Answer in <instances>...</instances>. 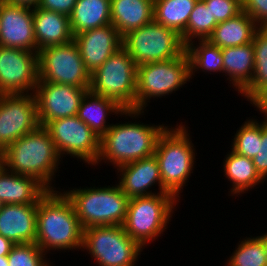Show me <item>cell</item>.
Returning <instances> with one entry per match:
<instances>
[{
  "instance_id": "obj_20",
  "label": "cell",
  "mask_w": 267,
  "mask_h": 266,
  "mask_svg": "<svg viewBox=\"0 0 267 266\" xmlns=\"http://www.w3.org/2000/svg\"><path fill=\"white\" fill-rule=\"evenodd\" d=\"M38 204H3L0 235L14 244L35 243Z\"/></svg>"
},
{
  "instance_id": "obj_40",
  "label": "cell",
  "mask_w": 267,
  "mask_h": 266,
  "mask_svg": "<svg viewBox=\"0 0 267 266\" xmlns=\"http://www.w3.org/2000/svg\"><path fill=\"white\" fill-rule=\"evenodd\" d=\"M14 245L11 240L0 235V256H7Z\"/></svg>"
},
{
  "instance_id": "obj_2",
  "label": "cell",
  "mask_w": 267,
  "mask_h": 266,
  "mask_svg": "<svg viewBox=\"0 0 267 266\" xmlns=\"http://www.w3.org/2000/svg\"><path fill=\"white\" fill-rule=\"evenodd\" d=\"M60 156L49 131L44 126L20 137L3 151V166L20 175L36 178L48 190L60 167Z\"/></svg>"
},
{
  "instance_id": "obj_25",
  "label": "cell",
  "mask_w": 267,
  "mask_h": 266,
  "mask_svg": "<svg viewBox=\"0 0 267 266\" xmlns=\"http://www.w3.org/2000/svg\"><path fill=\"white\" fill-rule=\"evenodd\" d=\"M258 29L256 22L242 11L237 16L218 23L207 40L221 49L242 46L253 42Z\"/></svg>"
},
{
  "instance_id": "obj_14",
  "label": "cell",
  "mask_w": 267,
  "mask_h": 266,
  "mask_svg": "<svg viewBox=\"0 0 267 266\" xmlns=\"http://www.w3.org/2000/svg\"><path fill=\"white\" fill-rule=\"evenodd\" d=\"M38 126L34 93L0 95V150Z\"/></svg>"
},
{
  "instance_id": "obj_15",
  "label": "cell",
  "mask_w": 267,
  "mask_h": 266,
  "mask_svg": "<svg viewBox=\"0 0 267 266\" xmlns=\"http://www.w3.org/2000/svg\"><path fill=\"white\" fill-rule=\"evenodd\" d=\"M88 90L66 84L38 82L34 95L39 125L45 126L56 119L76 116Z\"/></svg>"
},
{
  "instance_id": "obj_27",
  "label": "cell",
  "mask_w": 267,
  "mask_h": 266,
  "mask_svg": "<svg viewBox=\"0 0 267 266\" xmlns=\"http://www.w3.org/2000/svg\"><path fill=\"white\" fill-rule=\"evenodd\" d=\"M224 176L232 183L229 194L238 196L248 191L264 180L256 172L253 159L238 155L232 150L227 153L223 161ZM238 194V195H237Z\"/></svg>"
},
{
  "instance_id": "obj_45",
  "label": "cell",
  "mask_w": 267,
  "mask_h": 266,
  "mask_svg": "<svg viewBox=\"0 0 267 266\" xmlns=\"http://www.w3.org/2000/svg\"><path fill=\"white\" fill-rule=\"evenodd\" d=\"M2 206H3V203L0 201V210H1Z\"/></svg>"
},
{
  "instance_id": "obj_34",
  "label": "cell",
  "mask_w": 267,
  "mask_h": 266,
  "mask_svg": "<svg viewBox=\"0 0 267 266\" xmlns=\"http://www.w3.org/2000/svg\"><path fill=\"white\" fill-rule=\"evenodd\" d=\"M46 257L36 243L15 244L7 255L8 266H53Z\"/></svg>"
},
{
  "instance_id": "obj_30",
  "label": "cell",
  "mask_w": 267,
  "mask_h": 266,
  "mask_svg": "<svg viewBox=\"0 0 267 266\" xmlns=\"http://www.w3.org/2000/svg\"><path fill=\"white\" fill-rule=\"evenodd\" d=\"M254 73L251 82L239 93L251 101L267 86V28H259L253 37Z\"/></svg>"
},
{
  "instance_id": "obj_24",
  "label": "cell",
  "mask_w": 267,
  "mask_h": 266,
  "mask_svg": "<svg viewBox=\"0 0 267 266\" xmlns=\"http://www.w3.org/2000/svg\"><path fill=\"white\" fill-rule=\"evenodd\" d=\"M223 73L229 80L230 87L240 93L250 82L254 73V46L250 42L242 46L221 49Z\"/></svg>"
},
{
  "instance_id": "obj_38",
  "label": "cell",
  "mask_w": 267,
  "mask_h": 266,
  "mask_svg": "<svg viewBox=\"0 0 267 266\" xmlns=\"http://www.w3.org/2000/svg\"><path fill=\"white\" fill-rule=\"evenodd\" d=\"M77 0H40L38 8L70 16Z\"/></svg>"
},
{
  "instance_id": "obj_28",
  "label": "cell",
  "mask_w": 267,
  "mask_h": 266,
  "mask_svg": "<svg viewBox=\"0 0 267 266\" xmlns=\"http://www.w3.org/2000/svg\"><path fill=\"white\" fill-rule=\"evenodd\" d=\"M198 0H154V21L181 36Z\"/></svg>"
},
{
  "instance_id": "obj_33",
  "label": "cell",
  "mask_w": 267,
  "mask_h": 266,
  "mask_svg": "<svg viewBox=\"0 0 267 266\" xmlns=\"http://www.w3.org/2000/svg\"><path fill=\"white\" fill-rule=\"evenodd\" d=\"M232 140L230 150L238 155L253 159L258 154L259 142H261V121L246 119Z\"/></svg>"
},
{
  "instance_id": "obj_41",
  "label": "cell",
  "mask_w": 267,
  "mask_h": 266,
  "mask_svg": "<svg viewBox=\"0 0 267 266\" xmlns=\"http://www.w3.org/2000/svg\"><path fill=\"white\" fill-rule=\"evenodd\" d=\"M4 1L10 4L26 6L30 8H37L40 2V0H4Z\"/></svg>"
},
{
  "instance_id": "obj_13",
  "label": "cell",
  "mask_w": 267,
  "mask_h": 266,
  "mask_svg": "<svg viewBox=\"0 0 267 266\" xmlns=\"http://www.w3.org/2000/svg\"><path fill=\"white\" fill-rule=\"evenodd\" d=\"M38 81L37 52L0 46V95L34 93Z\"/></svg>"
},
{
  "instance_id": "obj_1",
  "label": "cell",
  "mask_w": 267,
  "mask_h": 266,
  "mask_svg": "<svg viewBox=\"0 0 267 266\" xmlns=\"http://www.w3.org/2000/svg\"><path fill=\"white\" fill-rule=\"evenodd\" d=\"M83 228L71 201L60 190H49L38 202L35 243L51 251L82 249Z\"/></svg>"
},
{
  "instance_id": "obj_29",
  "label": "cell",
  "mask_w": 267,
  "mask_h": 266,
  "mask_svg": "<svg viewBox=\"0 0 267 266\" xmlns=\"http://www.w3.org/2000/svg\"><path fill=\"white\" fill-rule=\"evenodd\" d=\"M186 53L190 61V79L193 75L195 76V71L198 70H200L199 72L202 70L204 73H210V75L211 72L223 73L221 48L211 44L208 40L191 42L186 46Z\"/></svg>"
},
{
  "instance_id": "obj_12",
  "label": "cell",
  "mask_w": 267,
  "mask_h": 266,
  "mask_svg": "<svg viewBox=\"0 0 267 266\" xmlns=\"http://www.w3.org/2000/svg\"><path fill=\"white\" fill-rule=\"evenodd\" d=\"M44 127L49 131L61 160L64 155H69L91 166L96 164L101 138L77 115L50 121Z\"/></svg>"
},
{
  "instance_id": "obj_3",
  "label": "cell",
  "mask_w": 267,
  "mask_h": 266,
  "mask_svg": "<svg viewBox=\"0 0 267 266\" xmlns=\"http://www.w3.org/2000/svg\"><path fill=\"white\" fill-rule=\"evenodd\" d=\"M139 122L112 123L100 139V154L94 166L104 162L117 168L153 156L157 140L168 125Z\"/></svg>"
},
{
  "instance_id": "obj_17",
  "label": "cell",
  "mask_w": 267,
  "mask_h": 266,
  "mask_svg": "<svg viewBox=\"0 0 267 266\" xmlns=\"http://www.w3.org/2000/svg\"><path fill=\"white\" fill-rule=\"evenodd\" d=\"M116 173L119 180L118 185L129 199L167 193L163 189L159 163L155 155L123 164L117 167ZM157 184L159 191L153 193L151 188Z\"/></svg>"
},
{
  "instance_id": "obj_16",
  "label": "cell",
  "mask_w": 267,
  "mask_h": 266,
  "mask_svg": "<svg viewBox=\"0 0 267 266\" xmlns=\"http://www.w3.org/2000/svg\"><path fill=\"white\" fill-rule=\"evenodd\" d=\"M0 46L37 52L33 8L0 0Z\"/></svg>"
},
{
  "instance_id": "obj_11",
  "label": "cell",
  "mask_w": 267,
  "mask_h": 266,
  "mask_svg": "<svg viewBox=\"0 0 267 266\" xmlns=\"http://www.w3.org/2000/svg\"><path fill=\"white\" fill-rule=\"evenodd\" d=\"M39 81L89 89L91 74L86 69L74 40L38 52Z\"/></svg>"
},
{
  "instance_id": "obj_36",
  "label": "cell",
  "mask_w": 267,
  "mask_h": 266,
  "mask_svg": "<svg viewBox=\"0 0 267 266\" xmlns=\"http://www.w3.org/2000/svg\"><path fill=\"white\" fill-rule=\"evenodd\" d=\"M242 11L248 14L259 28H267V0H242Z\"/></svg>"
},
{
  "instance_id": "obj_44",
  "label": "cell",
  "mask_w": 267,
  "mask_h": 266,
  "mask_svg": "<svg viewBox=\"0 0 267 266\" xmlns=\"http://www.w3.org/2000/svg\"><path fill=\"white\" fill-rule=\"evenodd\" d=\"M3 166V151L0 150V168Z\"/></svg>"
},
{
  "instance_id": "obj_9",
  "label": "cell",
  "mask_w": 267,
  "mask_h": 266,
  "mask_svg": "<svg viewBox=\"0 0 267 266\" xmlns=\"http://www.w3.org/2000/svg\"><path fill=\"white\" fill-rule=\"evenodd\" d=\"M85 249L98 266H135L143 251L121 225L84 229L82 251Z\"/></svg>"
},
{
  "instance_id": "obj_8",
  "label": "cell",
  "mask_w": 267,
  "mask_h": 266,
  "mask_svg": "<svg viewBox=\"0 0 267 266\" xmlns=\"http://www.w3.org/2000/svg\"><path fill=\"white\" fill-rule=\"evenodd\" d=\"M137 65L121 47L91 73L89 90L116 101L125 110H135Z\"/></svg>"
},
{
  "instance_id": "obj_39",
  "label": "cell",
  "mask_w": 267,
  "mask_h": 266,
  "mask_svg": "<svg viewBox=\"0 0 267 266\" xmlns=\"http://www.w3.org/2000/svg\"><path fill=\"white\" fill-rule=\"evenodd\" d=\"M254 107H256L260 114H264L263 118H267V86L263 88L251 101Z\"/></svg>"
},
{
  "instance_id": "obj_21",
  "label": "cell",
  "mask_w": 267,
  "mask_h": 266,
  "mask_svg": "<svg viewBox=\"0 0 267 266\" xmlns=\"http://www.w3.org/2000/svg\"><path fill=\"white\" fill-rule=\"evenodd\" d=\"M49 190L36 178L0 168V201L3 204H38Z\"/></svg>"
},
{
  "instance_id": "obj_5",
  "label": "cell",
  "mask_w": 267,
  "mask_h": 266,
  "mask_svg": "<svg viewBox=\"0 0 267 266\" xmlns=\"http://www.w3.org/2000/svg\"><path fill=\"white\" fill-rule=\"evenodd\" d=\"M71 201L81 227L123 225L129 198L117 184L63 191Z\"/></svg>"
},
{
  "instance_id": "obj_43",
  "label": "cell",
  "mask_w": 267,
  "mask_h": 266,
  "mask_svg": "<svg viewBox=\"0 0 267 266\" xmlns=\"http://www.w3.org/2000/svg\"><path fill=\"white\" fill-rule=\"evenodd\" d=\"M0 266H8L7 256H0Z\"/></svg>"
},
{
  "instance_id": "obj_32",
  "label": "cell",
  "mask_w": 267,
  "mask_h": 266,
  "mask_svg": "<svg viewBox=\"0 0 267 266\" xmlns=\"http://www.w3.org/2000/svg\"><path fill=\"white\" fill-rule=\"evenodd\" d=\"M235 249L225 266H267V255L258 236H246Z\"/></svg>"
},
{
  "instance_id": "obj_7",
  "label": "cell",
  "mask_w": 267,
  "mask_h": 266,
  "mask_svg": "<svg viewBox=\"0 0 267 266\" xmlns=\"http://www.w3.org/2000/svg\"><path fill=\"white\" fill-rule=\"evenodd\" d=\"M189 81L190 61L186 52L178 58L137 66L135 110L146 111L150 99L165 98Z\"/></svg>"
},
{
  "instance_id": "obj_4",
  "label": "cell",
  "mask_w": 267,
  "mask_h": 266,
  "mask_svg": "<svg viewBox=\"0 0 267 266\" xmlns=\"http://www.w3.org/2000/svg\"><path fill=\"white\" fill-rule=\"evenodd\" d=\"M171 125L159 136L154 155L159 163L163 189L178 201L195 168V146L185 124ZM187 182V183H186Z\"/></svg>"
},
{
  "instance_id": "obj_42",
  "label": "cell",
  "mask_w": 267,
  "mask_h": 266,
  "mask_svg": "<svg viewBox=\"0 0 267 266\" xmlns=\"http://www.w3.org/2000/svg\"><path fill=\"white\" fill-rule=\"evenodd\" d=\"M262 240V244L267 255V232L258 236Z\"/></svg>"
},
{
  "instance_id": "obj_19",
  "label": "cell",
  "mask_w": 267,
  "mask_h": 266,
  "mask_svg": "<svg viewBox=\"0 0 267 266\" xmlns=\"http://www.w3.org/2000/svg\"><path fill=\"white\" fill-rule=\"evenodd\" d=\"M113 113L121 118L129 116L132 120L145 115L141 110H125L116 101L88 90L82 98L77 116L101 138L112 125L107 122V118Z\"/></svg>"
},
{
  "instance_id": "obj_37",
  "label": "cell",
  "mask_w": 267,
  "mask_h": 266,
  "mask_svg": "<svg viewBox=\"0 0 267 266\" xmlns=\"http://www.w3.org/2000/svg\"><path fill=\"white\" fill-rule=\"evenodd\" d=\"M256 172L265 181L267 178V118L261 122V142L258 154L253 158Z\"/></svg>"
},
{
  "instance_id": "obj_6",
  "label": "cell",
  "mask_w": 267,
  "mask_h": 266,
  "mask_svg": "<svg viewBox=\"0 0 267 266\" xmlns=\"http://www.w3.org/2000/svg\"><path fill=\"white\" fill-rule=\"evenodd\" d=\"M179 202L170 193L130 198L122 227L145 249V246L156 241L168 228Z\"/></svg>"
},
{
  "instance_id": "obj_18",
  "label": "cell",
  "mask_w": 267,
  "mask_h": 266,
  "mask_svg": "<svg viewBox=\"0 0 267 266\" xmlns=\"http://www.w3.org/2000/svg\"><path fill=\"white\" fill-rule=\"evenodd\" d=\"M73 40L90 74L122 47V37L112 24L74 35Z\"/></svg>"
},
{
  "instance_id": "obj_10",
  "label": "cell",
  "mask_w": 267,
  "mask_h": 266,
  "mask_svg": "<svg viewBox=\"0 0 267 266\" xmlns=\"http://www.w3.org/2000/svg\"><path fill=\"white\" fill-rule=\"evenodd\" d=\"M122 47L137 66L178 58L186 52L181 35L154 20L124 35Z\"/></svg>"
},
{
  "instance_id": "obj_23",
  "label": "cell",
  "mask_w": 267,
  "mask_h": 266,
  "mask_svg": "<svg viewBox=\"0 0 267 266\" xmlns=\"http://www.w3.org/2000/svg\"><path fill=\"white\" fill-rule=\"evenodd\" d=\"M154 0H111V24L121 37L154 20Z\"/></svg>"
},
{
  "instance_id": "obj_35",
  "label": "cell",
  "mask_w": 267,
  "mask_h": 266,
  "mask_svg": "<svg viewBox=\"0 0 267 266\" xmlns=\"http://www.w3.org/2000/svg\"><path fill=\"white\" fill-rule=\"evenodd\" d=\"M217 23L224 22L242 12V0H202Z\"/></svg>"
},
{
  "instance_id": "obj_26",
  "label": "cell",
  "mask_w": 267,
  "mask_h": 266,
  "mask_svg": "<svg viewBox=\"0 0 267 266\" xmlns=\"http://www.w3.org/2000/svg\"><path fill=\"white\" fill-rule=\"evenodd\" d=\"M69 21L73 36L111 24V0H77Z\"/></svg>"
},
{
  "instance_id": "obj_31",
  "label": "cell",
  "mask_w": 267,
  "mask_h": 266,
  "mask_svg": "<svg viewBox=\"0 0 267 266\" xmlns=\"http://www.w3.org/2000/svg\"><path fill=\"white\" fill-rule=\"evenodd\" d=\"M215 18L202 0H198L191 12L184 34L181 39L185 46L197 40H207L215 29Z\"/></svg>"
},
{
  "instance_id": "obj_22",
  "label": "cell",
  "mask_w": 267,
  "mask_h": 266,
  "mask_svg": "<svg viewBox=\"0 0 267 266\" xmlns=\"http://www.w3.org/2000/svg\"><path fill=\"white\" fill-rule=\"evenodd\" d=\"M33 26L37 53L49 46L69 43L74 38L69 16L62 13L33 8Z\"/></svg>"
}]
</instances>
